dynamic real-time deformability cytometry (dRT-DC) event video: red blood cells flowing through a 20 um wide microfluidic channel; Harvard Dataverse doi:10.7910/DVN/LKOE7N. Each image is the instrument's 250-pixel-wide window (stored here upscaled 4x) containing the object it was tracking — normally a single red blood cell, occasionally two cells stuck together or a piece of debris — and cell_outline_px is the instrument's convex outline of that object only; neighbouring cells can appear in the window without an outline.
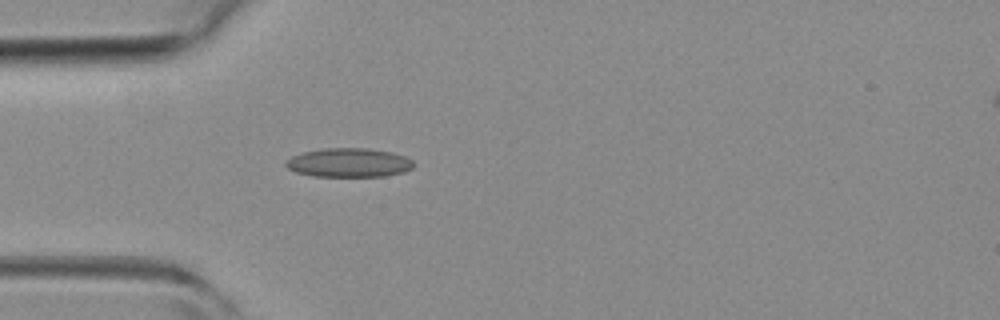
{"species": "common noctule bat (a hibernating species)", "species_latin": "Nyctalus noctula", "temperature_condition": "room temperature", "stored_images_in_passage": 4, "camera_frame_rate_fps": 3000, "um_per_image_px": 0.085, "animal": {"sex": "female", "body_mass_g": 19.3, "forearm_length_mm": 54.1}, "frame": {"image": 1, "passage_image": 4, "time_ms": 3.667, "image_size_px": [1000, 320], "cell_outline_px": [[412, 168], [404, 172], [384, 176], [312, 176], [296, 172], [288, 168], [284, 164], [284, 160], [292, 156], [304, 152], [324, 148], [368, 148], [392, 152], [404, 156], [412, 160]], "centroid_in_image_um": [29.62, 13.82], "position_along_channel_um": 55.4, "area_um2": 21.56}}